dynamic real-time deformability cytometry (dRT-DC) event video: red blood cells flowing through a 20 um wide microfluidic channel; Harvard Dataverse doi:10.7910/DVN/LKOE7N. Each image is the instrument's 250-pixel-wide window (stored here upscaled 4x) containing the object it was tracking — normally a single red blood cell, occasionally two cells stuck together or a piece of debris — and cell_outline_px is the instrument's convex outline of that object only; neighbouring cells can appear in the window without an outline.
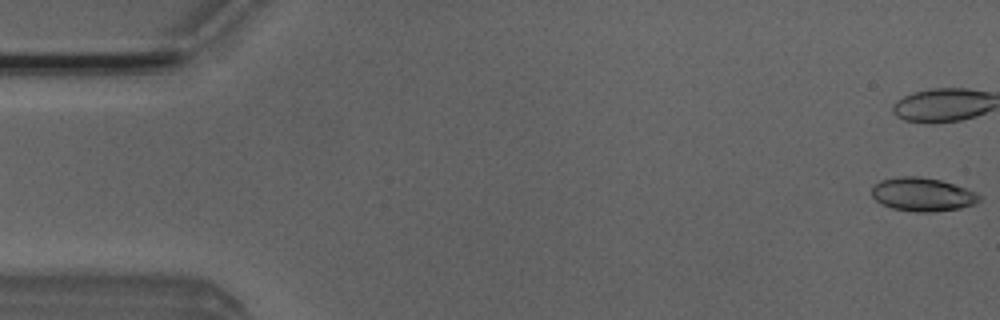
{"species": "Egyptian fruit bat (a non-hibernating species)", "species_latin": "Rousettus aegyptiacus", "temperature_condition": "room temperature", "stored_images_in_passage": 51, "camera_frame_rate_fps": 3000, "um_per_image_px": 0.085, "animal": {"sex": "male"}, "frame": {"image": 1, "passage_image": 1, "time_ms": 0.0, "image_size_px": [1000, 320], "cell_outline_px": [[984, 200], [976, 204], [960, 208], [932, 212], [916, 212], [892, 208], [880, 204], [872, 196], [872, 188], [880, 180], [900, 176], [916, 176], [940, 180], [976, 192], [984, 196]], "centroid_in_image_um": [78.45, 16.54], "position_along_channel_um": 6.5, "area_um2": 21.15}, "authors_computed_cell_mechanics": {"area_um2": 21.9062, "velocity_mm_per_s": 3.9789, "shape_relaxation_time_tau1_ms": 4.8806, "shape_relaxation_time_tau2_ms": 4.6226, "deformation_change_tau1": 0.1294, "deformation_change_tau2": 0.0983}}